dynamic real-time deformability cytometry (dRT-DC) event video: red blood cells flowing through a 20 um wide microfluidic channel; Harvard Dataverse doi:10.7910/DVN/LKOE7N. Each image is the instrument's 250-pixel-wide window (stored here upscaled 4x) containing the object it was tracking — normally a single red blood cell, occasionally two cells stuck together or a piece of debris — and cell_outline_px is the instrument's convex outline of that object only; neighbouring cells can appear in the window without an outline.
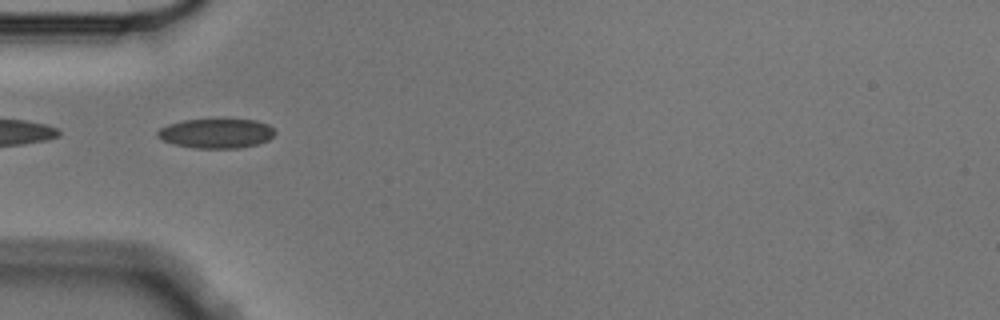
{"species": "Egyptian fruit bat (a non-hibernating species)", "species_latin": "Rousettus aegyptiacus", "temperature_condition": "cold", "stored_images_in_passage": 8, "camera_frame_rate_fps": 3000, "um_per_image_px": 0.085, "animal": {"sex": "male"}, "frame": {"image": 1, "passage_image": 5, "time_ms": 1.333, "image_size_px": [1000, 320], "cell_outline_px": [[276, 132], [268, 140], [256, 144], [240, 148], [196, 148], [176, 144], [164, 140], [156, 136], [156, 132], [160, 128], [168, 124], [184, 120], [256, 120], [268, 124]], "centroid_in_image_um": [18.38, 11.34], "position_along_channel_um": 66.6, "area_um2": 19.94}}
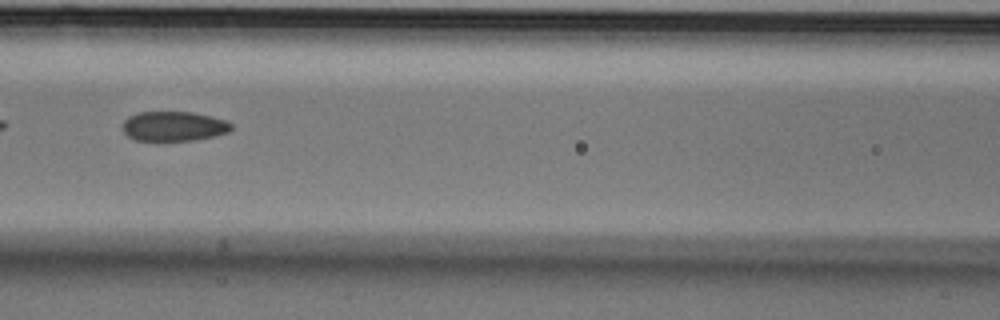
{"frame": {"image": 2, "passage_image": 7, "time_ms": 2.0, "image_size_px": [1000, 320], "cell_outline_px": [[232, 128], [228, 132], [216, 136], [196, 140], [136, 140], [128, 136], [124, 132], [124, 120], [128, 116], [140, 112], [192, 112], [224, 120], [232, 124]], "centroid_in_image_um": [14.78, 10.73], "position_along_channel_um": 151.8, "area_um2": 18.61}}
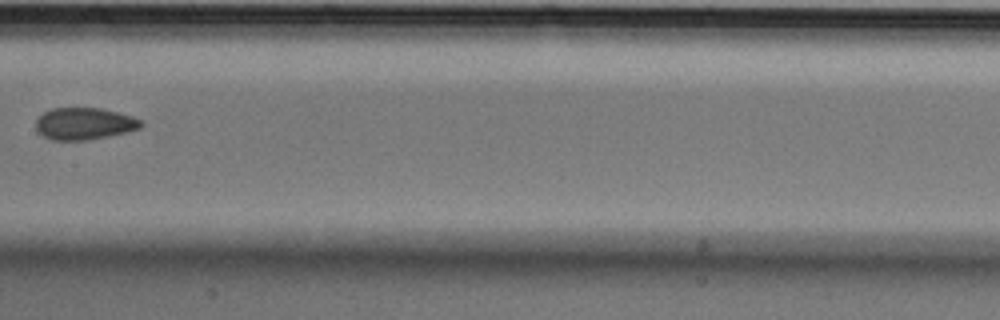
{"frame": {"image": 3, "passage_image": 8, "time_ms": 2.333, "image_size_px": [1000, 320], "cell_outline_px": [[144, 124], [140, 128], [128, 132], [88, 140], [52, 140], [36, 132], [36, 120], [44, 112], [52, 108], [100, 108], [132, 116], [144, 120]], "centroid_in_image_um": [7.18, 10.52], "position_along_channel_um": 200.2, "area_um2": 19.71}}